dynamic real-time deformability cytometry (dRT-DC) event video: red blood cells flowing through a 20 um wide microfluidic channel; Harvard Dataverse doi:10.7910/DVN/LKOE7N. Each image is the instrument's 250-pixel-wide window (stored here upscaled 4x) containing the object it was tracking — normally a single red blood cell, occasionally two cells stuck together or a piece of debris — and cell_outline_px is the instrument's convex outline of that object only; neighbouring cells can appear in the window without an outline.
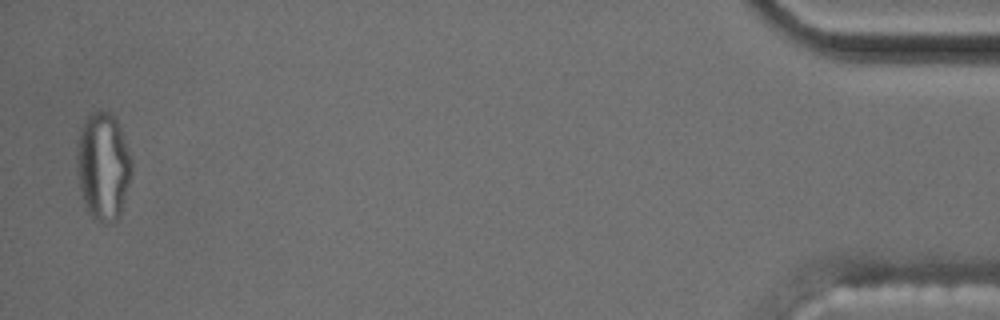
{"species": "common noctule bat (a hibernating species)", "species_latin": "Nyctalus noctula", "temperature_condition": "cold", "stored_images_in_passage": 47, "segment_of_instrument_passage": [2, 2], "camera_frame_rate_fps": 3000, "um_per_image_px": 0.085, "animal": {"sex": "male", "body_mass_g": 17.5, "forearm_length_mm": 52.3}, "frame": {"image": 1, "passage_image": 46, "time_ms": 15.0, "image_size_px": [1000, 320], "cell_outline_px": [[132, 176], [120, 216], [112, 224], [104, 224], [96, 220], [88, 212], [84, 204], [80, 188], [76, 164], [76, 144], [80, 128], [84, 120], [92, 112], [100, 108], [112, 112], [120, 128], [132, 156]], "centroid_in_image_um": [8.77, 14.12], "position_along_channel_um": 426.4, "area_um2": 35.37}}